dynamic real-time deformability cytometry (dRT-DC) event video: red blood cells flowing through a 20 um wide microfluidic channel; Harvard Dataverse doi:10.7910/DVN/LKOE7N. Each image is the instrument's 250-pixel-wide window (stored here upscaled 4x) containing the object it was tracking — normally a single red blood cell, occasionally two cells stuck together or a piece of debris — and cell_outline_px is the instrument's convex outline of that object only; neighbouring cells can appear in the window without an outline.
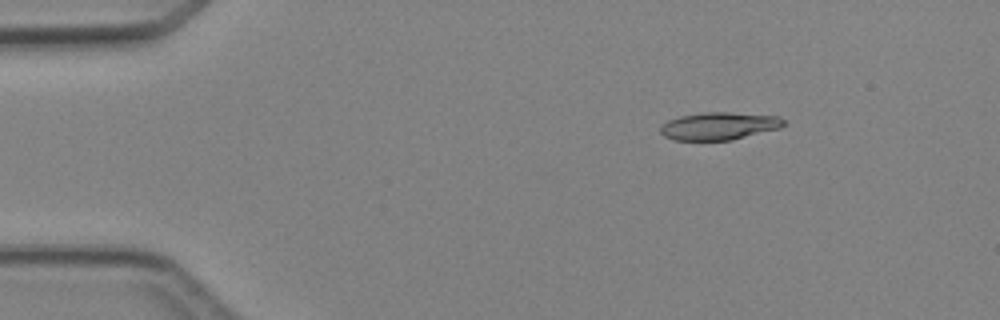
{"species": "Egyptian fruit bat (a non-hibernating species)", "species_latin": "Rousettus aegyptiacus", "temperature_condition": "cold", "stored_images_in_passage": 4, "camera_frame_rate_fps": 3000, "um_per_image_px": 0.085, "animal": {"sex": "female"}, "frame": {"image": 1, "passage_image": 1, "time_ms": 0.0, "image_size_px": [1000, 320], "cell_outline_px": [[784, 124], [780, 128], [732, 140], [672, 140], [664, 136], [660, 132], [660, 128], [668, 120], [680, 116], [704, 112], [728, 112], [776, 116], [784, 120]], "centroid_in_image_um": [61.09, 10.71], "position_along_channel_um": 23.9, "area_um2": 19.71}}